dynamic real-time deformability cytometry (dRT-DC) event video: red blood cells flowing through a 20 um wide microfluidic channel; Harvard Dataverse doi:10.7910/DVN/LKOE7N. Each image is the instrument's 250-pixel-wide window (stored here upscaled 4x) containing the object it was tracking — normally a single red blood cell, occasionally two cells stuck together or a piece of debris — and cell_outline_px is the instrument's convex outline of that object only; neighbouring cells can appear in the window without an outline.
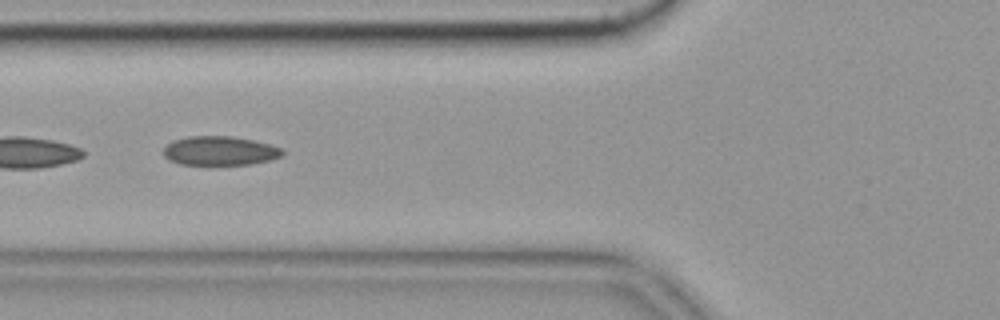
{"species": "common noctule bat (a hibernating species)", "species_latin": "Nyctalus noctula", "temperature_condition": "cold", "stored_images_in_passage": 31, "camera_frame_rate_fps": 3000, "um_per_image_px": 0.085, "animal": {"sex": "female", "body_mass_g": 19.9}, "frame": {"image": 1, "passage_image": 10, "time_ms": 3.0, "image_size_px": [1000, 320], "cell_outline_px": [[284, 156], [268, 160], [248, 164], [180, 164], [168, 160], [164, 156], [164, 148], [172, 140], [188, 136], [232, 136], [252, 140], [284, 148]], "centroid_in_image_um": [18.69, 12.81], "position_along_channel_um": 107.1, "area_um2": 20.11}}